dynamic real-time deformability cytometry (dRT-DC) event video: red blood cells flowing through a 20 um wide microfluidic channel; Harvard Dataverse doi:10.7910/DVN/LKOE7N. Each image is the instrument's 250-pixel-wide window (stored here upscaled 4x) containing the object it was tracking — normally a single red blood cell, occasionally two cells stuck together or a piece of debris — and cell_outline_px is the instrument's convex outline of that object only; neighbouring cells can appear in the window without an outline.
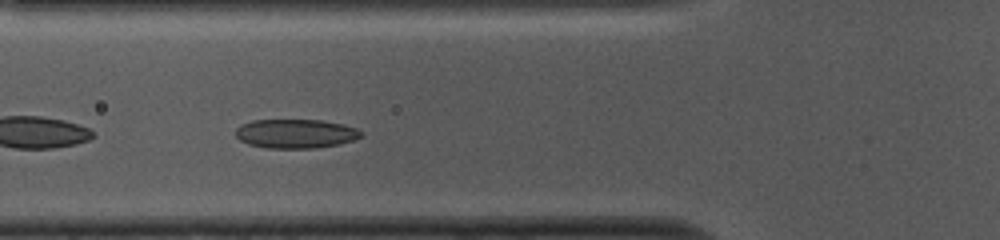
{"species": "common noctule bat (a hibernating species)", "species_latin": "Nyctalus noctula", "temperature_condition": "cold", "stored_images_in_passage": 47, "camera_frame_rate_fps": 3000, "um_per_image_px": 0.085, "animal": {"sex": "female", "body_mass_g": 10.0, "forearm_length_mm": 53.1}, "frame": {"image": 1, "passage_image": 14, "time_ms": 4.333, "image_size_px": [1000, 240], "cell_outline_px": [[364, 132], [356, 140], [340, 144], [316, 148], [268, 148], [248, 144], [240, 140], [236, 136], [236, 128], [240, 124], [252, 120], [320, 120], [344, 124], [356, 128]], "centroid_in_image_um": [25.15, 11.36], "position_along_channel_um": 100.7, "area_um2": 21.44}}
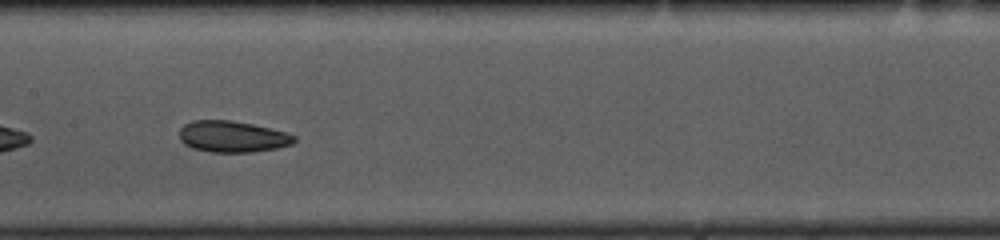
{"frame": {"image": 2, "passage_image": 21, "time_ms": 6.667, "image_size_px": [1000, 240], "cell_outline_px": [[296, 140], [292, 144], [276, 148], [252, 152], [212, 152], [192, 148], [184, 144], [180, 140], [180, 128], [184, 124], [192, 120], [232, 120], [252, 124], [288, 132], [296, 136]], "centroid_in_image_um": [19.76, 11.6], "position_along_channel_um": 187.6, "area_um2": 21.1}, "authors_computed_cell_mechanics": {"area_um2": 22.8888, "velocity_mm_per_s": 3.7167, "shape_relaxation_time_tau1_ms": 6.1969, "shape_relaxation_time_tau2_ms": 3.0681, "deformation_change_tau1": 0.1229, "deformation_change_tau2": 0.094}}